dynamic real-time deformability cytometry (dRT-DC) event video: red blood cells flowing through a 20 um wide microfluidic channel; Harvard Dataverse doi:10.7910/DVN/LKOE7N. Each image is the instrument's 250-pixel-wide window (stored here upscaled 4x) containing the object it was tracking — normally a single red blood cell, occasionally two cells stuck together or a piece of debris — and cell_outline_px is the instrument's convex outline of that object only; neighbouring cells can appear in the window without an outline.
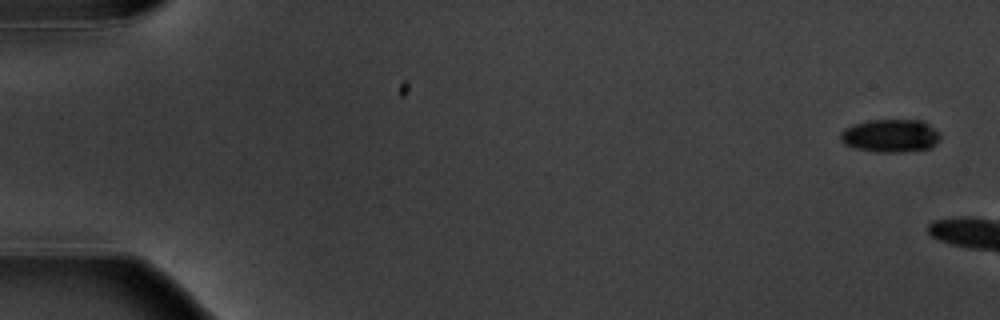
{"species": "common noctule bat (a hibernating species)", "species_latin": "Nyctalus noctula", "temperature_condition": "warm", "stored_images_in_passage": 4, "camera_frame_rate_fps": 3000, "um_per_image_px": 0.085, "animal": {"sex": "male", "body_mass_g": 20.1, "forearm_length_mm": 53.5}, "frame": {"image": 1, "passage_image": 1, "time_ms": 0.0, "image_size_px": [1000, 320], "cell_outline_px": [[940, 140], [932, 148], [904, 152], [876, 152], [856, 148], [844, 144], [840, 140], [840, 132], [844, 128], [852, 124], [868, 120], [924, 120], [940, 132]], "centroid_in_image_um": [75.71, 11.53], "position_along_channel_um": 9.3, "area_um2": 19.59}}